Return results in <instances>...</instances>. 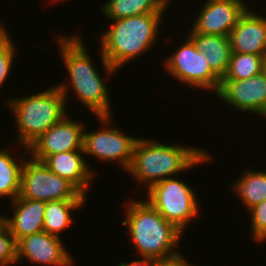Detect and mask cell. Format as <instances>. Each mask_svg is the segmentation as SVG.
Wrapping results in <instances>:
<instances>
[{
    "label": "cell",
    "mask_w": 266,
    "mask_h": 266,
    "mask_svg": "<svg viewBox=\"0 0 266 266\" xmlns=\"http://www.w3.org/2000/svg\"><path fill=\"white\" fill-rule=\"evenodd\" d=\"M96 118L103 125H101L103 129L91 132L84 130V156L85 154L86 156H95V159L98 158L105 162L116 161L126 171L130 166L133 149L138 138L123 133L119 128H111L113 119L111 116Z\"/></svg>",
    "instance_id": "9c48e42d"
},
{
    "label": "cell",
    "mask_w": 266,
    "mask_h": 266,
    "mask_svg": "<svg viewBox=\"0 0 266 266\" xmlns=\"http://www.w3.org/2000/svg\"><path fill=\"white\" fill-rule=\"evenodd\" d=\"M21 160V162H20ZM16 158L7 149L0 150V197L13 201L20 194L21 172L25 159ZM10 197V198H9Z\"/></svg>",
    "instance_id": "44dd1931"
},
{
    "label": "cell",
    "mask_w": 266,
    "mask_h": 266,
    "mask_svg": "<svg viewBox=\"0 0 266 266\" xmlns=\"http://www.w3.org/2000/svg\"><path fill=\"white\" fill-rule=\"evenodd\" d=\"M8 228V217L0 214V232Z\"/></svg>",
    "instance_id": "f1b7e54d"
},
{
    "label": "cell",
    "mask_w": 266,
    "mask_h": 266,
    "mask_svg": "<svg viewBox=\"0 0 266 266\" xmlns=\"http://www.w3.org/2000/svg\"><path fill=\"white\" fill-rule=\"evenodd\" d=\"M17 124L18 143L25 151L51 126L66 116V98L57 86L26 97L7 99Z\"/></svg>",
    "instance_id": "5b68a950"
},
{
    "label": "cell",
    "mask_w": 266,
    "mask_h": 266,
    "mask_svg": "<svg viewBox=\"0 0 266 266\" xmlns=\"http://www.w3.org/2000/svg\"><path fill=\"white\" fill-rule=\"evenodd\" d=\"M129 201L122 224L128 227L141 258L150 260L178 253L176 247L184 232L166 221L146 199Z\"/></svg>",
    "instance_id": "277c9868"
},
{
    "label": "cell",
    "mask_w": 266,
    "mask_h": 266,
    "mask_svg": "<svg viewBox=\"0 0 266 266\" xmlns=\"http://www.w3.org/2000/svg\"><path fill=\"white\" fill-rule=\"evenodd\" d=\"M11 203L15 209L13 216H8V227L16 243L26 236L44 231L45 201L30 200L19 195Z\"/></svg>",
    "instance_id": "2e32d148"
},
{
    "label": "cell",
    "mask_w": 266,
    "mask_h": 266,
    "mask_svg": "<svg viewBox=\"0 0 266 266\" xmlns=\"http://www.w3.org/2000/svg\"><path fill=\"white\" fill-rule=\"evenodd\" d=\"M235 182L232 190L248 210L266 200V171L248 169Z\"/></svg>",
    "instance_id": "d6986e66"
},
{
    "label": "cell",
    "mask_w": 266,
    "mask_h": 266,
    "mask_svg": "<svg viewBox=\"0 0 266 266\" xmlns=\"http://www.w3.org/2000/svg\"><path fill=\"white\" fill-rule=\"evenodd\" d=\"M10 36L8 31L4 26L0 23V47L6 44L10 40Z\"/></svg>",
    "instance_id": "83f0119b"
},
{
    "label": "cell",
    "mask_w": 266,
    "mask_h": 266,
    "mask_svg": "<svg viewBox=\"0 0 266 266\" xmlns=\"http://www.w3.org/2000/svg\"><path fill=\"white\" fill-rule=\"evenodd\" d=\"M117 266H149V259L135 260L129 263L121 262Z\"/></svg>",
    "instance_id": "4316f807"
},
{
    "label": "cell",
    "mask_w": 266,
    "mask_h": 266,
    "mask_svg": "<svg viewBox=\"0 0 266 266\" xmlns=\"http://www.w3.org/2000/svg\"><path fill=\"white\" fill-rule=\"evenodd\" d=\"M169 0H108L101 10L109 20L140 14L165 13Z\"/></svg>",
    "instance_id": "ac0fdd59"
},
{
    "label": "cell",
    "mask_w": 266,
    "mask_h": 266,
    "mask_svg": "<svg viewBox=\"0 0 266 266\" xmlns=\"http://www.w3.org/2000/svg\"><path fill=\"white\" fill-rule=\"evenodd\" d=\"M180 252L164 258H155L149 260V266H194L188 263Z\"/></svg>",
    "instance_id": "484cf974"
},
{
    "label": "cell",
    "mask_w": 266,
    "mask_h": 266,
    "mask_svg": "<svg viewBox=\"0 0 266 266\" xmlns=\"http://www.w3.org/2000/svg\"><path fill=\"white\" fill-rule=\"evenodd\" d=\"M16 248L17 264L27 259L31 263L42 264L43 266L74 265V259L63 245L61 237L48 234L45 231L20 239L16 243Z\"/></svg>",
    "instance_id": "4fadbf2b"
},
{
    "label": "cell",
    "mask_w": 266,
    "mask_h": 266,
    "mask_svg": "<svg viewBox=\"0 0 266 266\" xmlns=\"http://www.w3.org/2000/svg\"><path fill=\"white\" fill-rule=\"evenodd\" d=\"M229 38L232 52L263 55L266 51V17L248 9Z\"/></svg>",
    "instance_id": "5bb4252c"
},
{
    "label": "cell",
    "mask_w": 266,
    "mask_h": 266,
    "mask_svg": "<svg viewBox=\"0 0 266 266\" xmlns=\"http://www.w3.org/2000/svg\"><path fill=\"white\" fill-rule=\"evenodd\" d=\"M138 138L130 166L126 170L137 179V184L149 189L155 183L191 169L195 165L208 163V151L183 145H168L158 140ZM206 161V162H205Z\"/></svg>",
    "instance_id": "3957f363"
},
{
    "label": "cell",
    "mask_w": 266,
    "mask_h": 266,
    "mask_svg": "<svg viewBox=\"0 0 266 266\" xmlns=\"http://www.w3.org/2000/svg\"><path fill=\"white\" fill-rule=\"evenodd\" d=\"M216 95L240 112L266 118V74L263 72L246 80H221Z\"/></svg>",
    "instance_id": "8fae6325"
},
{
    "label": "cell",
    "mask_w": 266,
    "mask_h": 266,
    "mask_svg": "<svg viewBox=\"0 0 266 266\" xmlns=\"http://www.w3.org/2000/svg\"><path fill=\"white\" fill-rule=\"evenodd\" d=\"M248 9L244 0H206L191 28L199 34L229 36Z\"/></svg>",
    "instance_id": "7c38bea8"
},
{
    "label": "cell",
    "mask_w": 266,
    "mask_h": 266,
    "mask_svg": "<svg viewBox=\"0 0 266 266\" xmlns=\"http://www.w3.org/2000/svg\"><path fill=\"white\" fill-rule=\"evenodd\" d=\"M17 265V248L9 227L0 232V266Z\"/></svg>",
    "instance_id": "cb8c5ba5"
},
{
    "label": "cell",
    "mask_w": 266,
    "mask_h": 266,
    "mask_svg": "<svg viewBox=\"0 0 266 266\" xmlns=\"http://www.w3.org/2000/svg\"><path fill=\"white\" fill-rule=\"evenodd\" d=\"M251 217V233L253 240L257 242L266 241V200L260 204H257L249 211Z\"/></svg>",
    "instance_id": "603a6c76"
},
{
    "label": "cell",
    "mask_w": 266,
    "mask_h": 266,
    "mask_svg": "<svg viewBox=\"0 0 266 266\" xmlns=\"http://www.w3.org/2000/svg\"><path fill=\"white\" fill-rule=\"evenodd\" d=\"M262 72L266 74V51L262 55Z\"/></svg>",
    "instance_id": "f546056e"
},
{
    "label": "cell",
    "mask_w": 266,
    "mask_h": 266,
    "mask_svg": "<svg viewBox=\"0 0 266 266\" xmlns=\"http://www.w3.org/2000/svg\"><path fill=\"white\" fill-rule=\"evenodd\" d=\"M147 190L146 200L182 232L193 217H198L200 205L195 191L189 183L178 180L176 176L159 181Z\"/></svg>",
    "instance_id": "8992f818"
},
{
    "label": "cell",
    "mask_w": 266,
    "mask_h": 266,
    "mask_svg": "<svg viewBox=\"0 0 266 266\" xmlns=\"http://www.w3.org/2000/svg\"><path fill=\"white\" fill-rule=\"evenodd\" d=\"M262 72V55L232 52L229 68L221 80H246Z\"/></svg>",
    "instance_id": "7402d4cb"
},
{
    "label": "cell",
    "mask_w": 266,
    "mask_h": 266,
    "mask_svg": "<svg viewBox=\"0 0 266 266\" xmlns=\"http://www.w3.org/2000/svg\"><path fill=\"white\" fill-rule=\"evenodd\" d=\"M68 118L67 114L29 145L30 158L43 162L49 155L83 150L84 123Z\"/></svg>",
    "instance_id": "30bf717a"
},
{
    "label": "cell",
    "mask_w": 266,
    "mask_h": 266,
    "mask_svg": "<svg viewBox=\"0 0 266 266\" xmlns=\"http://www.w3.org/2000/svg\"><path fill=\"white\" fill-rule=\"evenodd\" d=\"M188 37L196 49L203 52L211 69L222 79L229 68L231 43L229 36L196 33L192 28Z\"/></svg>",
    "instance_id": "e0dca14e"
},
{
    "label": "cell",
    "mask_w": 266,
    "mask_h": 266,
    "mask_svg": "<svg viewBox=\"0 0 266 266\" xmlns=\"http://www.w3.org/2000/svg\"><path fill=\"white\" fill-rule=\"evenodd\" d=\"M22 198L36 201L87 200L86 196L69 180L52 172L44 162L29 158L21 172Z\"/></svg>",
    "instance_id": "52a82bcc"
},
{
    "label": "cell",
    "mask_w": 266,
    "mask_h": 266,
    "mask_svg": "<svg viewBox=\"0 0 266 266\" xmlns=\"http://www.w3.org/2000/svg\"><path fill=\"white\" fill-rule=\"evenodd\" d=\"M16 46L13 40H9L6 44L0 47V87L7 82L8 75L11 73L13 68L14 60L16 59Z\"/></svg>",
    "instance_id": "d4e9b609"
},
{
    "label": "cell",
    "mask_w": 266,
    "mask_h": 266,
    "mask_svg": "<svg viewBox=\"0 0 266 266\" xmlns=\"http://www.w3.org/2000/svg\"><path fill=\"white\" fill-rule=\"evenodd\" d=\"M163 14H140L111 20L113 23L110 29H105L99 36L100 55L106 77L153 48L160 33L158 29Z\"/></svg>",
    "instance_id": "6da1fadb"
},
{
    "label": "cell",
    "mask_w": 266,
    "mask_h": 266,
    "mask_svg": "<svg viewBox=\"0 0 266 266\" xmlns=\"http://www.w3.org/2000/svg\"><path fill=\"white\" fill-rule=\"evenodd\" d=\"M83 154V150L61 152L49 155L43 162L52 172L69 180L86 196L96 173L90 169Z\"/></svg>",
    "instance_id": "9a60e30c"
},
{
    "label": "cell",
    "mask_w": 266,
    "mask_h": 266,
    "mask_svg": "<svg viewBox=\"0 0 266 266\" xmlns=\"http://www.w3.org/2000/svg\"><path fill=\"white\" fill-rule=\"evenodd\" d=\"M86 200H57L46 202L44 211V231L60 237L64 231L75 221L71 214L73 210L82 208Z\"/></svg>",
    "instance_id": "ffe728a7"
},
{
    "label": "cell",
    "mask_w": 266,
    "mask_h": 266,
    "mask_svg": "<svg viewBox=\"0 0 266 266\" xmlns=\"http://www.w3.org/2000/svg\"><path fill=\"white\" fill-rule=\"evenodd\" d=\"M186 41L177 47L174 53L164 60V69L185 85L197 89H207L217 93L221 78L211 69L203 52L196 49L193 41L186 36Z\"/></svg>",
    "instance_id": "ba28073f"
},
{
    "label": "cell",
    "mask_w": 266,
    "mask_h": 266,
    "mask_svg": "<svg viewBox=\"0 0 266 266\" xmlns=\"http://www.w3.org/2000/svg\"><path fill=\"white\" fill-rule=\"evenodd\" d=\"M59 52L66 67L70 78L69 83H59L57 87L64 97L69 98L70 91L81 101L89 112L91 111L96 117L113 116L111 113V104L108 88L94 67L91 57L88 56V49L81 37L75 36H57ZM69 84V86H68ZM71 85V86H70ZM70 88V90H68ZM72 88V89H71Z\"/></svg>",
    "instance_id": "7a4b0ae2"
}]
</instances>
